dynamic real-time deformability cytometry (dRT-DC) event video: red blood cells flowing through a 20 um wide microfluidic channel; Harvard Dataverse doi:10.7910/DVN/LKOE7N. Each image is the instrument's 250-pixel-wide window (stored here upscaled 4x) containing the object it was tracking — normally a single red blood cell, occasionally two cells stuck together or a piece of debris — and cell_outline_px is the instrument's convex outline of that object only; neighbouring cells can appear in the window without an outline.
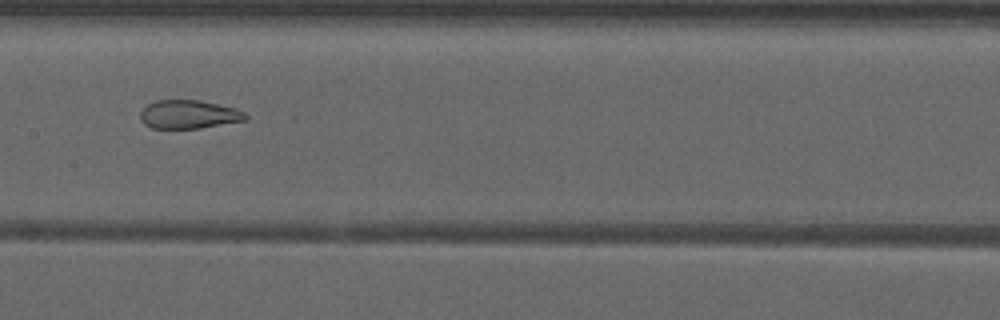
{"species": "common noctule bat (a hibernating species)", "species_latin": "Nyctalus noctula", "temperature_condition": "warm", "stored_images_in_passage": 41, "camera_frame_rate_fps": 3000, "um_per_image_px": 0.085, "animal": {"sex": "male", "forearm_length_mm": 52.5}, "frame": {"image": 1, "passage_image": 16, "time_ms": 5.0, "image_size_px": [1000, 320], "cell_outline_px": [[248, 120], [200, 128], [152, 128], [144, 124], [140, 120], [140, 112], [148, 104], [156, 100], [200, 100], [236, 108], [244, 112], [248, 116]], "centroid_in_image_um": [16.06, 9.72], "position_along_channel_um": 191.3, "area_um2": 17.57}}
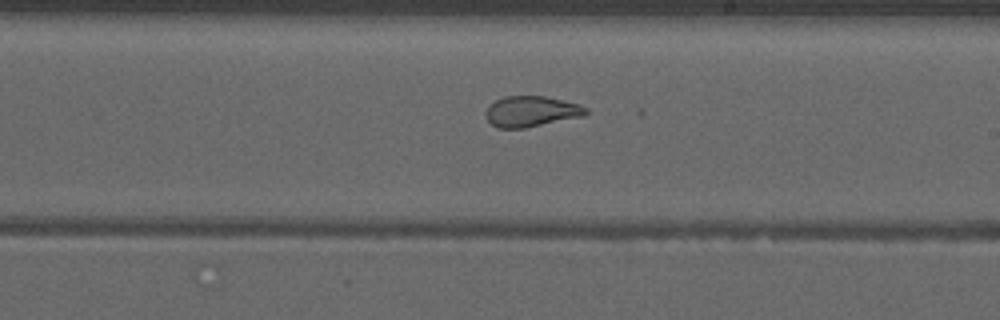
{"frame": {"image": 2, "passage_image": 20, "time_ms": 6.333, "image_size_px": [1000, 320], "cell_outline_px": [[588, 112], [584, 116], [524, 128], [500, 128], [492, 124], [484, 116], [484, 112], [488, 104], [504, 96], [544, 96], [580, 104], [588, 108]], "centroid_in_image_um": [45.14, 9.46], "position_along_channel_um": 243.9, "area_um2": 18.03}}
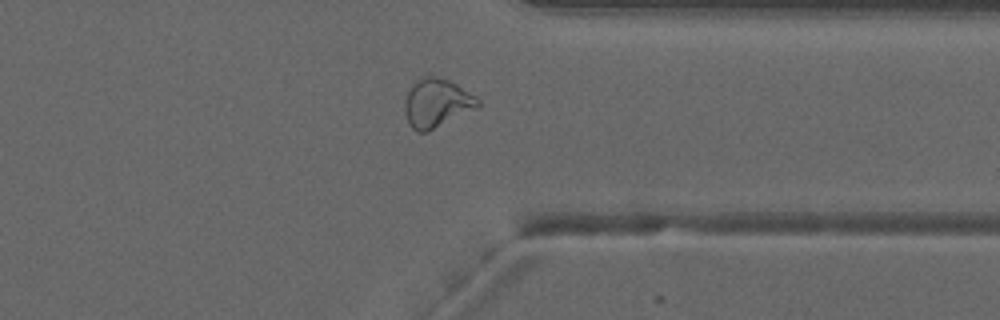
{"frame": {"image": 3, "passage_image": 30, "time_ms": 9.667, "image_size_px": [1000, 320], "cell_outline_px": [[480, 104], [476, 108], [428, 132], [416, 132], [408, 124], [404, 108], [404, 104], [408, 92], [412, 84], [424, 76], [436, 76], [448, 80], [456, 84], [476, 96], [480, 100]], "centroid_in_image_um": [37.1, 8.77], "position_along_channel_um": 374.3, "area_um2": 20.63}, "authors_computed_cell_mechanics": {"area_um2": 20.6346, "velocity_mm_per_s": 3.9691, "shape_relaxation_time_tau1_ms": null, "shape_relaxation_time_tau2_ms": 0.9429, "deformation_change_tau1": null, "deformation_change_tau2": 0.0651}}